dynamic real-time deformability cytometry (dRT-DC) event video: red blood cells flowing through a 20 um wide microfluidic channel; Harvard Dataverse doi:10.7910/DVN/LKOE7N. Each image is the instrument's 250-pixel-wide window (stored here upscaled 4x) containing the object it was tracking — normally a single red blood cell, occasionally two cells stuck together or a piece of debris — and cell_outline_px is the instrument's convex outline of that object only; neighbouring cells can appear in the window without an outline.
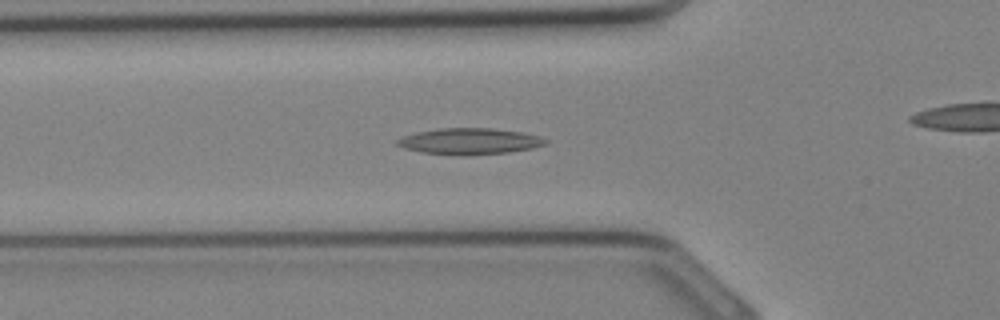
{"species": "Egyptian fruit bat (a non-hibernating species)", "species_latin": "Rousettus aegyptiacus", "temperature_condition": "cold", "stored_images_in_passage": 34, "camera_frame_rate_fps": 3000, "um_per_image_px": 0.085, "animal": {"sex": "female"}, "frame": {"image": 1, "passage_image": 11, "time_ms": 3.333, "image_size_px": [1000, 320], "cell_outline_px": [[548, 144], [532, 148], [508, 152], [420, 152], [404, 148], [396, 144], [396, 140], [404, 136], [416, 132], [440, 128], [492, 128], [524, 132], [540, 136], [548, 140]], "centroid_in_image_um": [39.97, 11.95], "position_along_channel_um": 85.8, "area_um2": 21.56}}
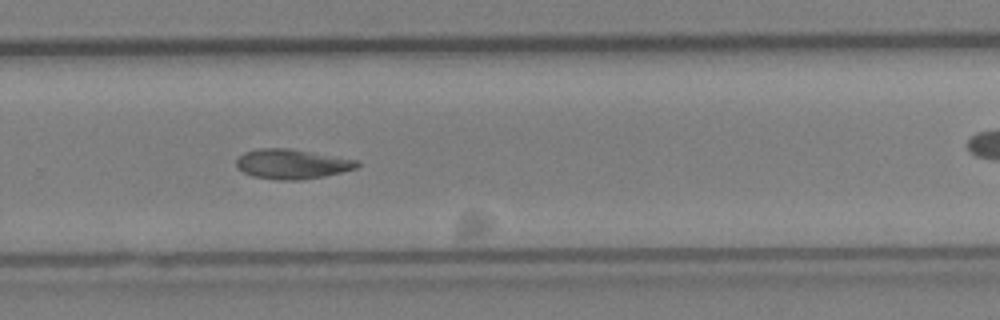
{"frame": {"image": 2, "passage_image": 22, "time_ms": 7.0, "image_size_px": [1000, 320], "cell_outline_px": [[360, 164], [356, 168], [324, 176], [300, 180], [280, 180], [252, 176], [236, 168], [236, 156], [244, 152], [260, 148], [288, 148], [360, 160]], "centroid_in_image_um": [24.79, 13.93], "position_along_channel_um": 305.0, "area_um2": 21.04}}
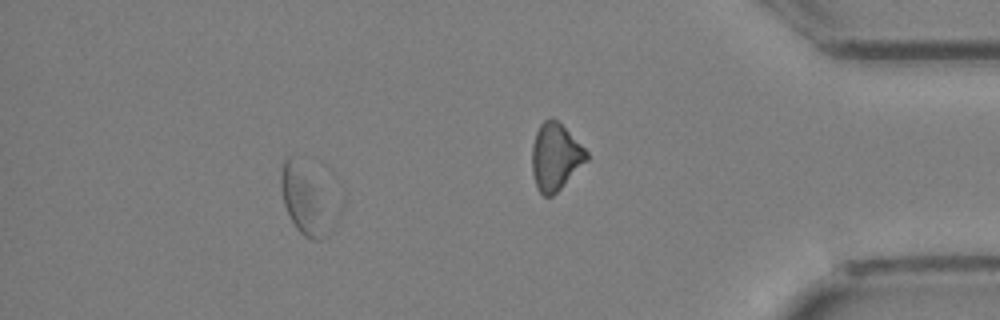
{"frame": {"image": 3, "passage_image": 30, "time_ms": 9.667, "image_size_px": [1000, 320], "cell_outline_px": [[336, 224], [328, 236], [320, 240], [312, 240], [304, 236], [296, 228], [284, 204], [280, 188], [280, 176], [284, 160], [288, 156], [292, 156]], "centroid_in_image_um": [25.84, 17.25], "position_along_channel_um": 409.4, "area_um2": 18.15}}